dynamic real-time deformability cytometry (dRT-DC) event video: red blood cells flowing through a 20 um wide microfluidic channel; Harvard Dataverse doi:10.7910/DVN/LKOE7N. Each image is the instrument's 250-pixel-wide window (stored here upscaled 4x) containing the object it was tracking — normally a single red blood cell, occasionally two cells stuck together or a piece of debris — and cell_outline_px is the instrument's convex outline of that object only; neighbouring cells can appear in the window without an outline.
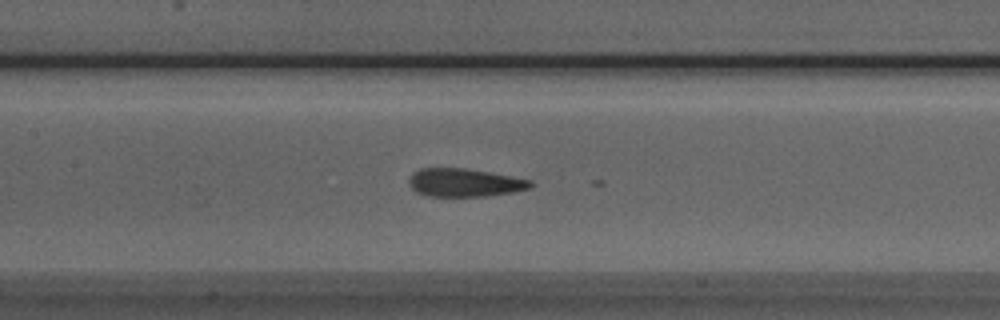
{"species": "Egyptian fruit bat (a non-hibernating species)", "species_latin": "Rousettus aegyptiacus", "temperature_condition": "room temperature", "stored_images_in_passage": 45, "camera_frame_rate_fps": 3000, "um_per_image_px": 0.085, "animal": {"sex": "male"}, "frame": {"image": 1, "passage_image": 17, "time_ms": 5.333, "image_size_px": [1000, 320], "cell_outline_px": [[532, 184], [528, 188], [512, 192], [484, 196], [428, 196], [416, 192], [408, 184], [408, 180], [412, 172], [420, 168], [464, 168], [488, 172], [532, 180]], "centroid_in_image_um": [39.42, 15.52], "position_along_channel_um": 168.0, "area_um2": 19.83}}
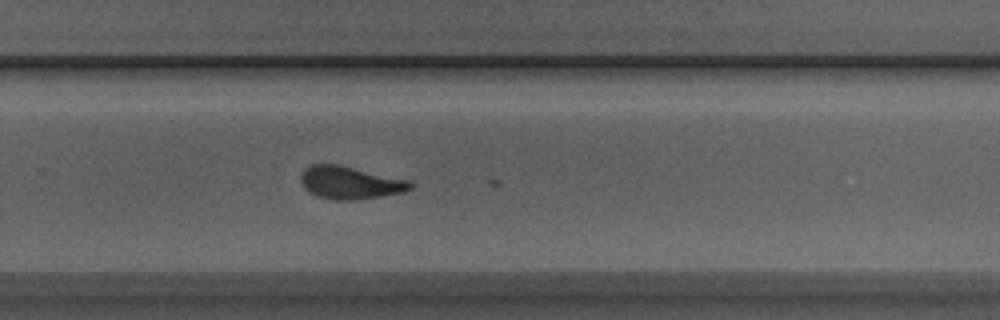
{"frame": {"image": 2, "passage_image": 27, "time_ms": 8.667, "image_size_px": [1000, 320], "cell_outline_px": [[412, 188], [400, 192], [380, 196], [356, 200], [332, 200], [316, 196], [308, 192], [304, 188], [300, 180], [300, 176], [304, 168], [312, 164], [340, 164], [412, 180]], "centroid_in_image_um": [29.73, 15.51], "position_along_channel_um": 300.1, "area_um2": 21.21}}
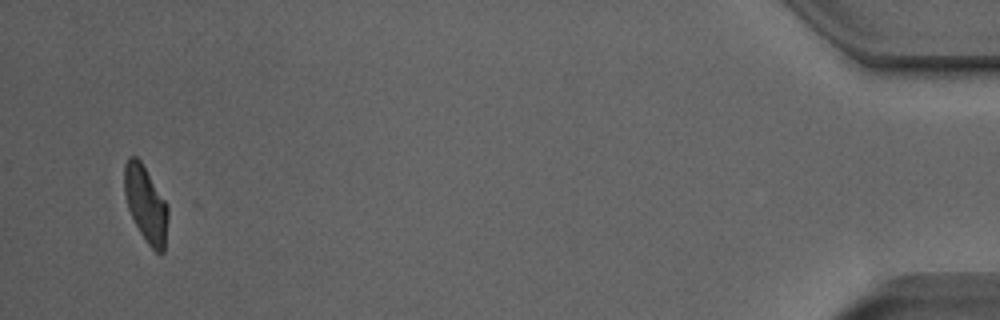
{"frame": {"image": 3, "passage_image": 43, "time_ms": 14.0, "image_size_px": [1000, 320], "cell_outline_px": [[168, 216], [164, 252], [156, 252], [148, 244], [140, 232], [128, 208], [124, 192], [124, 164], [128, 156], [136, 156], [140, 160], [168, 204]], "centroid_in_image_um": [12.39, 17.31], "position_along_channel_um": 422.8, "area_um2": 19.25}}